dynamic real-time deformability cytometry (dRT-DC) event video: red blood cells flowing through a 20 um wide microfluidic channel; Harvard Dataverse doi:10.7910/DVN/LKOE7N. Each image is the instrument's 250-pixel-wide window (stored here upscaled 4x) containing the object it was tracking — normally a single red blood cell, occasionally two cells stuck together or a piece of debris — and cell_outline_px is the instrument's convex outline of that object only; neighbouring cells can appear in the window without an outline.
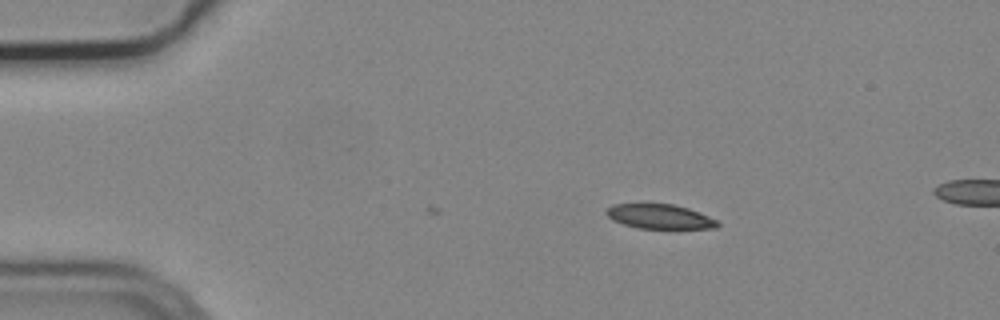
{"species": "common noctule bat (a hibernating species)", "species_latin": "Nyctalus noctula", "temperature_condition": "cold", "stored_images_in_passage": 3, "camera_frame_rate_fps": 3000, "um_per_image_px": 0.085, "animal": {"sex": "male", "body_mass_g": 19.2, "forearm_length_mm": 51.8}, "frame": {"image": 1, "passage_image": 3, "time_ms": 0.667, "image_size_px": [1000, 320], "cell_outline_px": [[720, 224], [716, 228], [636, 228], [612, 220], [604, 212], [612, 204], [676, 204], [700, 212], [716, 220]], "centroid_in_image_um": [56.06, 18.4], "position_along_channel_um": 28.9, "area_um2": 15.84}}